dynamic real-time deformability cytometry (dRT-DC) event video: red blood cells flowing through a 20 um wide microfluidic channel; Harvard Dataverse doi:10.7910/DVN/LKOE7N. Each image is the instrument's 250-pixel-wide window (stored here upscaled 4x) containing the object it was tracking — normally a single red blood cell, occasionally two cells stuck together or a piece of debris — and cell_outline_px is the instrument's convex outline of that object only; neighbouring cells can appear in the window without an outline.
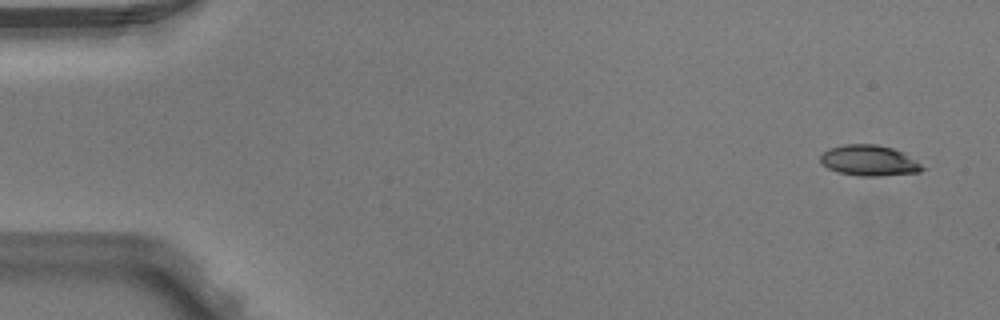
{"species": "Egyptian fruit bat (a non-hibernating species)", "species_latin": "Rousettus aegyptiacus", "temperature_condition": "warm", "stored_images_in_passage": 4, "camera_frame_rate_fps": 3000, "um_per_image_px": 0.085, "animal": {"sex": "male"}, "frame": {"image": 1, "passage_image": 1, "time_ms": 0.0, "image_size_px": [1000, 320], "cell_outline_px": [[928, 168], [920, 172], [880, 176], [860, 176], [840, 172], [828, 168], [820, 164], [820, 156], [828, 148], [844, 144], [876, 144], [892, 148], [904, 152]], "centroid_in_image_um": [73.91, 13.64], "position_along_channel_um": 11.1, "area_um2": 18.44}}
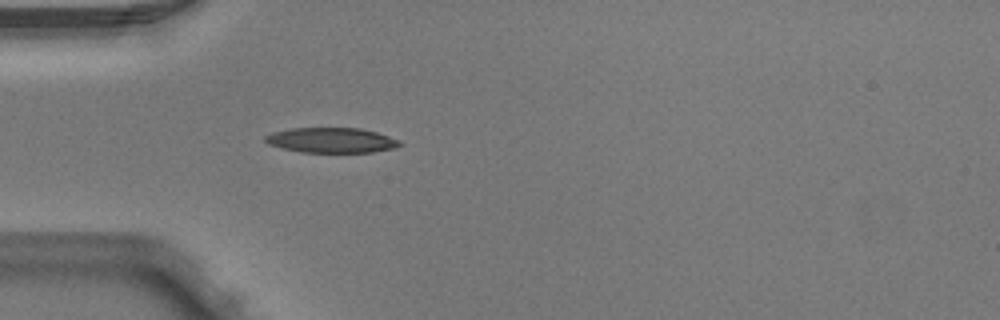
{"frame": {"image": 2, "passage_image": 4, "time_ms": 1.0, "image_size_px": [1000, 320], "cell_outline_px": [[404, 144], [396, 148], [372, 152], [300, 152], [268, 144], [264, 140], [264, 136], [272, 132], [292, 128], [360, 128], [376, 132], [400, 140]], "centroid_in_image_um": [28.19, 11.92], "position_along_channel_um": 56.8, "area_um2": 19.71}}